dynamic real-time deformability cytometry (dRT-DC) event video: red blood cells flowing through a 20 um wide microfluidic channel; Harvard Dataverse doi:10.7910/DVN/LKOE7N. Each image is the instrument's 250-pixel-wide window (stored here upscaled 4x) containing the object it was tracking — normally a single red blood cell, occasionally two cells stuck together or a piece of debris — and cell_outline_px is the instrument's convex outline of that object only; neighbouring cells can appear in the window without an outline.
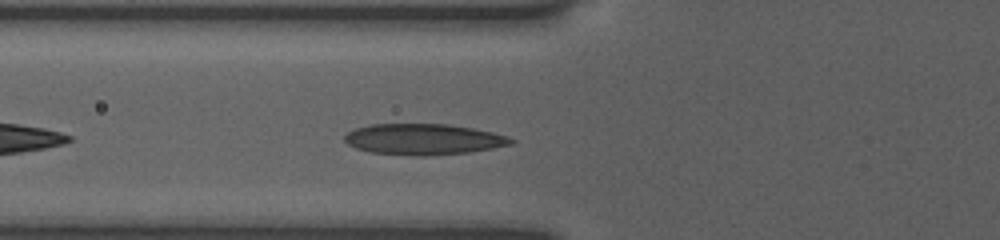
{"species": "human", "species_latin": "Homo sapiens", "temperature_condition": "room temperature", "stored_images_in_passage": 10, "camera_frame_rate_fps": 3000, "um_per_image_px": 0.085, "donor": {"sex": "female"}, "frame": {"image": 1, "passage_image": 7, "time_ms": 3.333, "image_size_px": [1000, 240], "cell_outline_px": [[516, 140], [512, 144], [492, 148], [468, 152], [424, 156], [416, 156], [368, 152], [356, 148], [348, 144], [344, 140], [344, 136], [348, 132], [356, 128], [372, 124], [448, 124], [472, 128], [492, 132], [508, 136]], "centroid_in_image_um": [35.99, 11.84], "position_along_channel_um": 89.8, "area_um2": 30.0}}
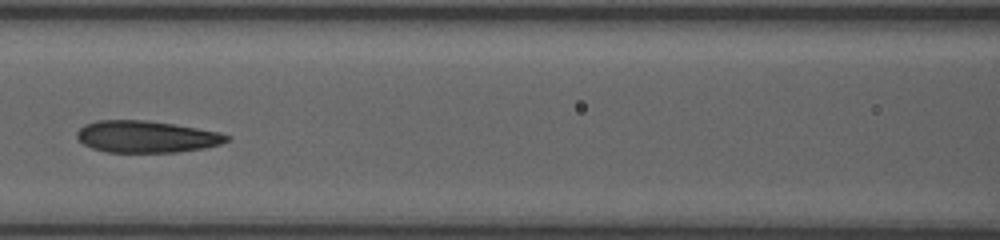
{"frame": {"image": 2, "passage_image": 9, "time_ms": 5.0, "image_size_px": [1000, 240], "cell_outline_px": [[232, 140], [220, 144], [204, 148], [176, 152], [104, 152], [92, 148], [84, 144], [76, 136], [76, 132], [84, 124], [96, 120], [148, 120], [220, 132], [232, 136]], "centroid_in_image_um": [12.46, 11.62], "position_along_channel_um": 154.1, "area_um2": 27.92}}